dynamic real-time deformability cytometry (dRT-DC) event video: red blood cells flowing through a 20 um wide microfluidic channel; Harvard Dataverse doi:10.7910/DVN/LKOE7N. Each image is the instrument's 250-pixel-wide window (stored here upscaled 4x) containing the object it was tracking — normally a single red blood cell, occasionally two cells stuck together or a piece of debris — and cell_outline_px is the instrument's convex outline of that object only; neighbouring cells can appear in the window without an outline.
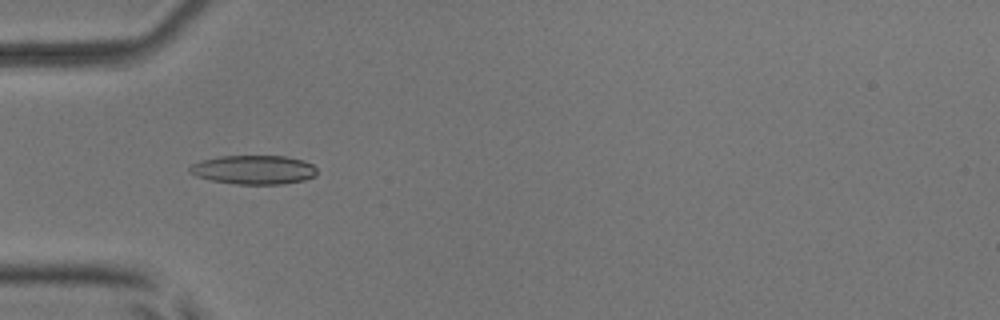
{"species": "common noctule bat (a hibernating species)", "species_latin": "Nyctalus noctula", "temperature_condition": "room temperature", "stored_images_in_passage": 36, "camera_frame_rate_fps": 3000, "um_per_image_px": 0.085, "animal": {"sex": "male", "body_mass_g": 17.9, "forearm_length_mm": 54.2}, "frame": {"image": 1, "passage_image": 7, "time_ms": 2.0, "image_size_px": [1000, 320], "cell_outline_px": [[316, 172], [312, 176], [304, 180], [284, 184], [236, 184], [212, 180], [196, 176], [188, 172], [188, 168], [192, 164], [200, 160], [220, 156], [284, 156], [304, 160], [312, 164], [316, 168]], "centroid_in_image_um": [21.54, 14.42], "position_along_channel_um": 63.5, "area_um2": 21.5}}
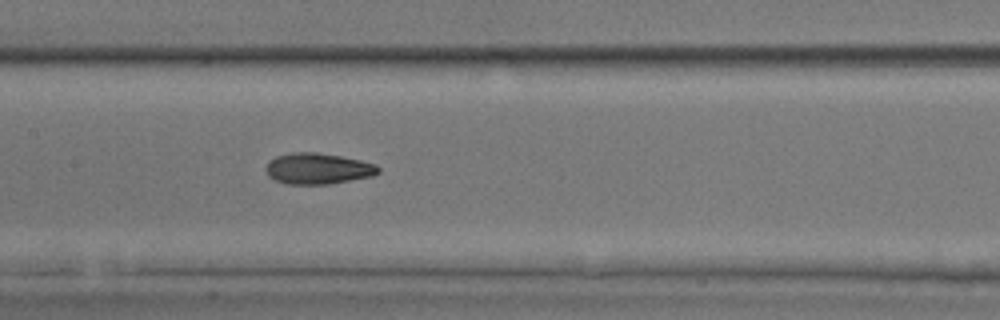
{"frame": {"image": 2, "passage_image": 16, "time_ms": 5.0, "image_size_px": [1000, 320], "cell_outline_px": [[380, 172], [372, 176], [328, 184], [284, 184], [268, 176], [264, 168], [268, 160], [276, 156], [292, 152], [316, 152], [340, 156], [360, 160], [376, 164], [380, 168]], "centroid_in_image_um": [26.98, 14.33], "position_along_channel_um": 180.4, "area_um2": 20.46}}
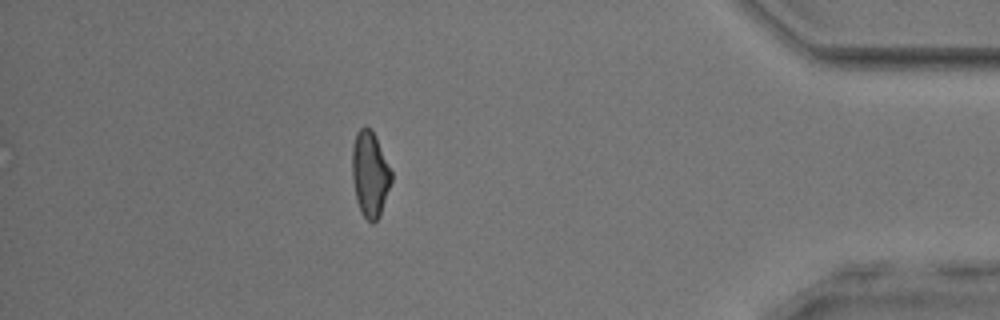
{"frame": {"image": 3, "passage_image": 36, "time_ms": 11.667, "image_size_px": [1000, 320], "cell_outline_px": [[392, 180], [380, 216], [372, 224], [360, 212], [356, 200], [352, 180], [352, 148], [356, 132], [364, 124], [372, 128], [376, 136], [392, 172]], "centroid_in_image_um": [31.44, 14.77], "position_along_channel_um": 403.8, "area_um2": 19.88}, "authors_computed_cell_mechanics": {"area_um2": 19.8832, "velocity_mm_per_s": 3.982, "shape_relaxation_time_tau1_ms": 6.3852, "shape_relaxation_time_tau2_ms": 2.1377, "deformation_change_tau1": 0.166, "deformation_change_tau2": 0.0891}}